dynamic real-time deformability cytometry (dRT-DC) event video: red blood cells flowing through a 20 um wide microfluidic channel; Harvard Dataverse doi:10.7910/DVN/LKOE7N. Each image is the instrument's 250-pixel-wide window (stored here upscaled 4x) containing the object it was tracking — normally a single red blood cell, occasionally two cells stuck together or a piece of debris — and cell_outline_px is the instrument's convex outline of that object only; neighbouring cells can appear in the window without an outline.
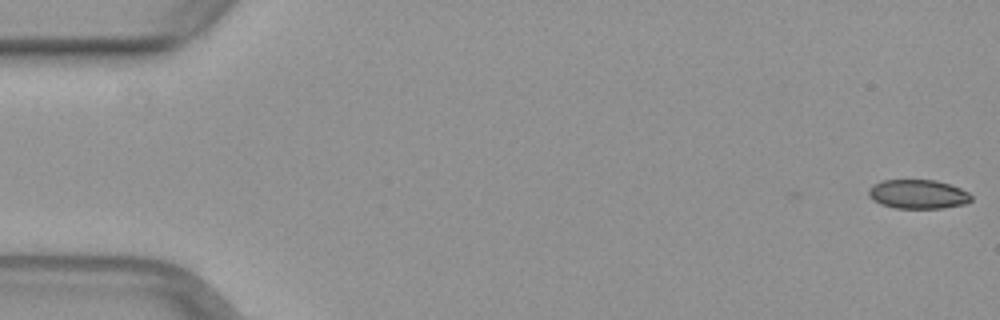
{"species": "common noctule bat (a hibernating species)", "species_latin": "Nyctalus noctula", "temperature_condition": "warm", "stored_images_in_passage": 4, "camera_frame_rate_fps": 3000, "um_per_image_px": 0.085, "animal": {"sex": "female", "body_mass_g": 29.2, "forearm_length_mm": 56.3}, "frame": {"image": 1, "passage_image": 1, "time_ms": 0.0, "image_size_px": [1000, 320], "cell_outline_px": [[972, 200], [964, 204], [940, 208], [896, 208], [880, 204], [872, 200], [868, 196], [868, 188], [872, 184], [884, 180], [936, 180], [960, 188], [968, 192], [972, 196]], "centroid_in_image_um": [77.99, 16.5], "position_along_channel_um": 7.0, "area_um2": 17.46}}